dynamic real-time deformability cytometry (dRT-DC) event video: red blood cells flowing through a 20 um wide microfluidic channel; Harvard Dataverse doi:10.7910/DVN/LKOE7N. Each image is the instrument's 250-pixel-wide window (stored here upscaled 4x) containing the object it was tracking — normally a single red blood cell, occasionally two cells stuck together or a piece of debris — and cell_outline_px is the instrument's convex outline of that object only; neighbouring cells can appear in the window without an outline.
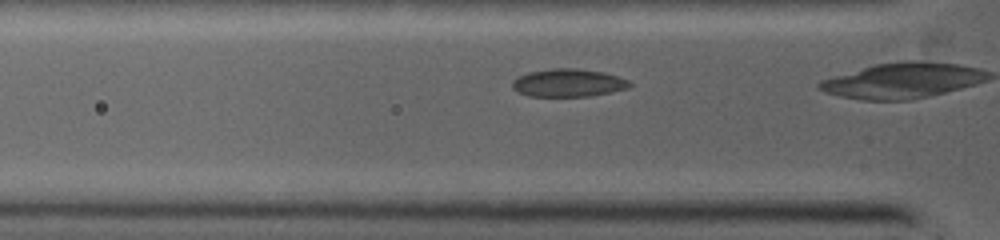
{"species": "common noctule bat (a hibernating species)", "species_latin": "Nyctalus noctula", "temperature_condition": "warm", "stored_images_in_passage": 35, "camera_frame_rate_fps": 5000, "um_per_image_px": 0.085, "animal": {"sex": "female", "body_mass_g": 19.0, "forearm_length_mm": 53.3}, "frame": {"image": 1, "passage_image": 6, "time_ms": 1.0, "image_size_px": [1000, 240], "cell_outline_px": [[632, 84], [628, 88], [612, 92], [588, 96], [528, 96], [516, 92], [512, 88], [512, 80], [528, 72], [552, 68], [576, 68], [604, 72], [628, 80]], "centroid_in_image_um": [48.28, 7.04], "position_along_channel_um": 77.5, "area_um2": 19.13}}